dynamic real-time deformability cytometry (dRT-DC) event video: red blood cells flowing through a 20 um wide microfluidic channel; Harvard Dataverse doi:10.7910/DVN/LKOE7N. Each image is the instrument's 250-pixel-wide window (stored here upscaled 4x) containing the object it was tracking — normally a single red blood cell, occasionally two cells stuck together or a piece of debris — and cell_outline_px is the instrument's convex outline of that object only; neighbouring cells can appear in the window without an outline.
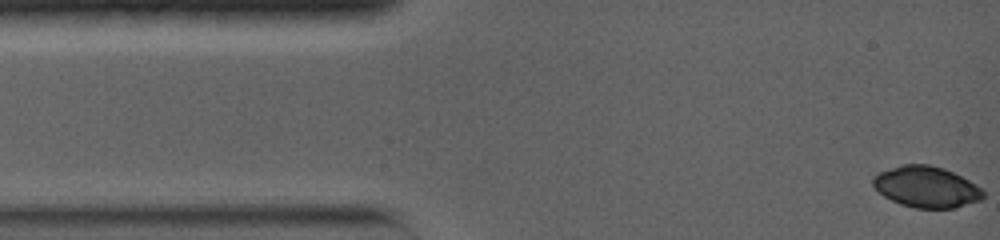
{"species": "common noctule bat (a hibernating species)", "species_latin": "Nyctalus noctula", "temperature_condition": "warm", "stored_images_in_passage": 64, "camera_frame_rate_fps": 5000, "um_per_image_px": 0.085, "animal": {"sex": "female", "body_mass_g": 19.0, "forearm_length_mm": 56.7}, "frame": {"image": 1, "passage_image": 1, "time_ms": 0.0, "image_size_px": [1000, 240], "cell_outline_px": [[984, 196], [980, 200], [956, 208], [916, 208], [900, 204], [884, 196], [872, 184], [872, 180], [880, 172], [900, 164], [928, 164], [944, 168], [976, 184], [984, 192]], "centroid_in_image_um": [78.75, 15.89], "position_along_channel_um": 6.3, "area_um2": 26.24}}
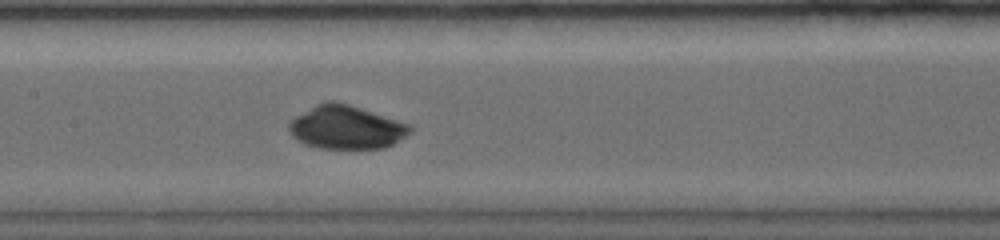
{"frame": {"image": 2, "passage_image": 34, "time_ms": 6.6, "image_size_px": [1000, 240], "cell_outline_px": [[412, 132], [392, 144], [384, 148], [320, 148], [304, 144], [292, 136], [288, 132], [288, 124], [296, 116], [316, 104], [328, 100], [332, 100], [348, 104], [412, 124]], "centroid_in_image_um": [29.43, 10.82], "position_along_channel_um": 178.0, "area_um2": 30.63}}
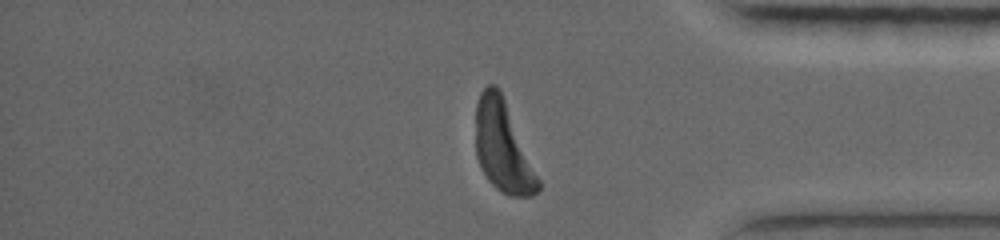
{"frame": {"image": 3, "passage_image": 64, "time_ms": 12.6, "image_size_px": [1000, 240], "cell_outline_px": [[540, 188], [532, 196], [508, 196], [496, 188], [488, 180], [476, 156], [476, 104], [480, 92], [488, 84], [496, 84], [500, 88], [540, 180]], "centroid_in_image_um": [42.74, 12.46], "position_along_channel_um": 392.5, "area_um2": 32.95}}